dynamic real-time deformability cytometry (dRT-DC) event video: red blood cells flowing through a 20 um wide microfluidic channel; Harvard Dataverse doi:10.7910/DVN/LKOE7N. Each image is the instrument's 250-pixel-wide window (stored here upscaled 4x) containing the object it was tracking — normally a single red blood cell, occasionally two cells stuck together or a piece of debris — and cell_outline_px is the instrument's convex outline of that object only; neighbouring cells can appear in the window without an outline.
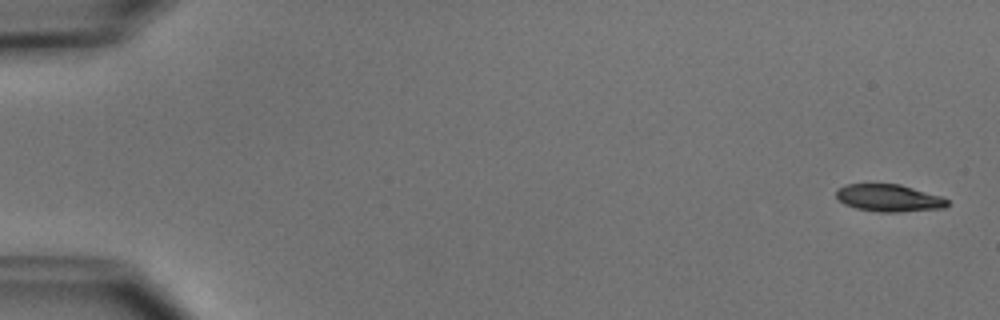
{"species": "common noctule bat (a hibernating species)", "species_latin": "Nyctalus noctula", "temperature_condition": "cold", "stored_images_in_passage": 6, "camera_frame_rate_fps": 3000, "um_per_image_px": 0.085, "animal": {"sex": "male", "body_mass_g": 15.6}, "frame": {"image": 1, "passage_image": 1, "time_ms": 0.0, "image_size_px": [1000, 320], "cell_outline_px": [[948, 204], [944, 208], [900, 212], [880, 212], [856, 208], [844, 204], [836, 196], [836, 188], [844, 184], [900, 184], [940, 196], [948, 200]], "centroid_in_image_um": [75.53, 16.83], "position_along_channel_um": 9.5, "area_um2": 17.63}}
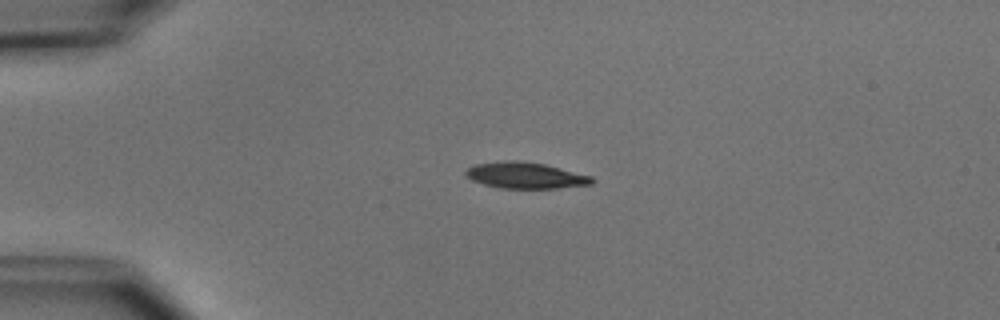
{"frame": {"image": 2, "passage_image": 4, "time_ms": 3.667, "image_size_px": [1000, 320], "cell_outline_px": [[596, 180], [592, 184], [556, 188], [500, 188], [484, 184], [472, 180], [464, 176], [464, 172], [468, 168], [476, 164], [504, 160], [516, 160], [544, 164], [592, 176]], "centroid_in_image_um": [44.65, 14.91], "position_along_channel_um": 40.4, "area_um2": 19.25}}